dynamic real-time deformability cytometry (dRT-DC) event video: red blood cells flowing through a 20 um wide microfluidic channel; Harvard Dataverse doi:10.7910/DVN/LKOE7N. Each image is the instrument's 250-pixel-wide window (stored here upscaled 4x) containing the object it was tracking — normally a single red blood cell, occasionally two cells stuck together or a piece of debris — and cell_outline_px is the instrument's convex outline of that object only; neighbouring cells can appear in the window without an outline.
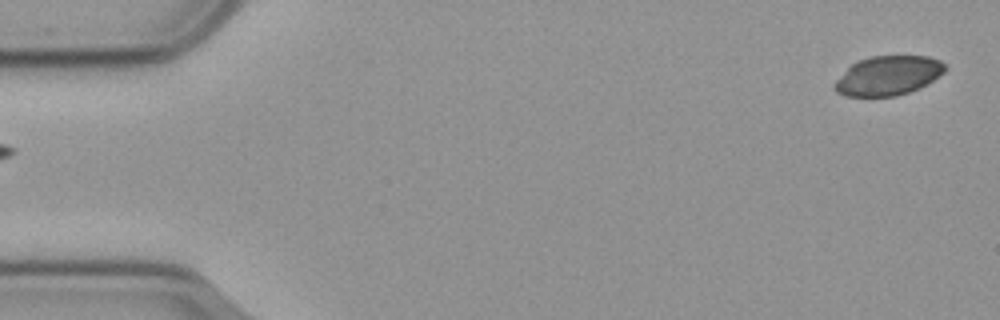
{"species": "common noctule bat (a hibernating species)", "species_latin": "Nyctalus noctula", "temperature_condition": "cold", "stored_images_in_passage": 56, "camera_frame_rate_fps": 3000, "um_per_image_px": 0.085, "animal": {"sex": "male", "body_mass_g": 23.1, "forearm_length_mm": 52.7}, "frame": {"image": 1, "passage_image": 1, "time_ms": 0.0, "image_size_px": [1000, 320], "cell_outline_px": [[948, 68], [944, 72], [920, 88], [896, 96], [844, 96], [836, 92], [832, 88], [832, 84], [852, 64], [860, 60], [872, 56], [928, 56], [940, 60], [948, 64]], "centroid_in_image_um": [75.5, 6.43], "position_along_channel_um": 9.5, "area_um2": 25.37}}
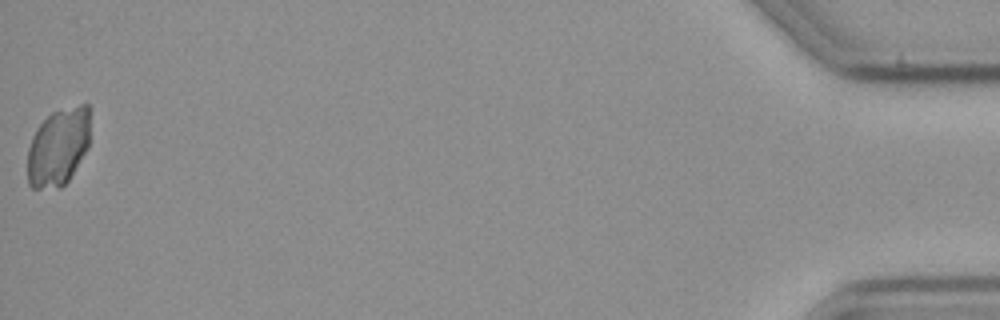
{"frame": {"image": 2, "passage_image": 56, "time_ms": 18.333, "image_size_px": [1000, 320], "cell_outline_px": [[92, 108], [88, 148], [68, 180], [60, 188], [32, 188], [28, 184], [28, 148], [32, 136], [36, 128], [52, 112], [80, 104], [88, 104]], "centroid_in_image_um": [4.99, 12.46], "position_along_channel_um": 430.2, "area_um2": 28.73}}